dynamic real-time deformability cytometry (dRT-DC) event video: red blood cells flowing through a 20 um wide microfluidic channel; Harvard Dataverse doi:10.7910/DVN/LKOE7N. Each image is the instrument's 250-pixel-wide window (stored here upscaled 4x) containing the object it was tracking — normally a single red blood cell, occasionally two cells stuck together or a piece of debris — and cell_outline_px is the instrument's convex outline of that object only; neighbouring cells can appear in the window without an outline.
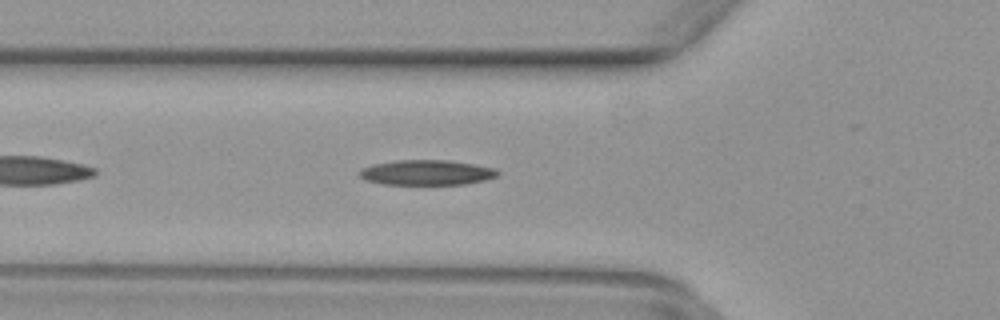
{"species": "common noctule bat (a hibernating species)", "species_latin": "Nyctalus noctula", "temperature_condition": "warm", "stored_images_in_passage": 37, "camera_frame_rate_fps": 3000, "um_per_image_px": 0.085, "animal": {"sex": "female", "body_mass_g": 29.2, "forearm_length_mm": 56.3}, "frame": {"image": 1, "passage_image": 5, "time_ms": 1.333, "image_size_px": [1000, 320], "cell_outline_px": [[500, 172], [496, 176], [484, 180], [464, 184], [380, 184], [364, 180], [360, 176], [360, 168], [372, 164], [396, 160], [448, 160], [496, 168]], "centroid_in_image_um": [36.23, 14.66], "position_along_channel_um": 89.6, "area_um2": 20.23}}
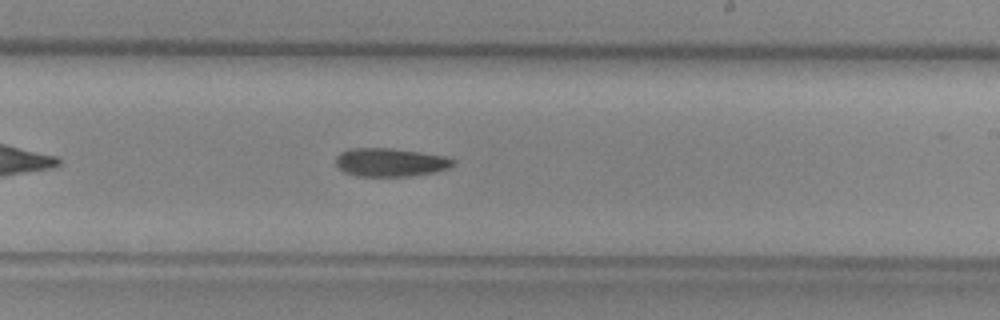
{"frame": {"image": 2, "passage_image": 17, "time_ms": 5.333, "image_size_px": [1000, 320], "cell_outline_px": [[456, 164], [452, 168], [436, 172], [408, 176], [356, 176], [344, 172], [336, 164], [336, 156], [340, 152], [352, 148], [392, 148], [420, 152], [444, 156], [456, 160]], "centroid_in_image_um": [33.22, 13.8], "position_along_channel_um": 255.8, "area_um2": 19.59}}
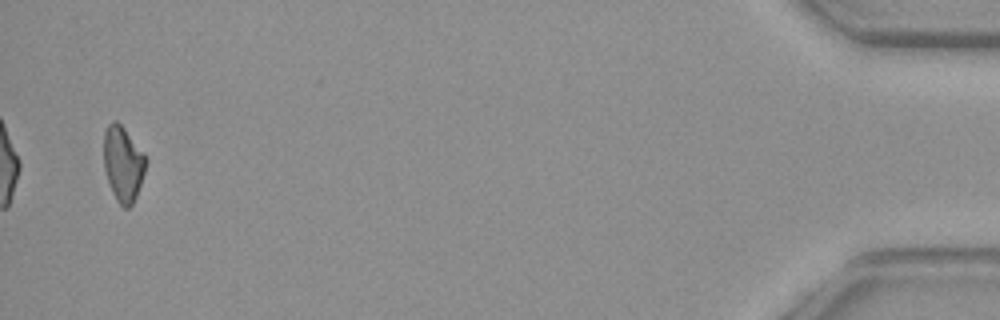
{"frame": {"image": 3, "passage_image": 36, "time_ms": 11.667, "image_size_px": [1000, 320], "cell_outline_px": [[148, 160], [136, 196], [132, 204], [128, 208], [124, 208], [116, 200], [112, 192], [104, 168], [104, 132], [108, 124], [112, 120], [116, 120], [124, 128], [144, 152]], "centroid_in_image_um": [10.46, 13.9], "position_along_channel_um": 424.7, "area_um2": 18.44}}